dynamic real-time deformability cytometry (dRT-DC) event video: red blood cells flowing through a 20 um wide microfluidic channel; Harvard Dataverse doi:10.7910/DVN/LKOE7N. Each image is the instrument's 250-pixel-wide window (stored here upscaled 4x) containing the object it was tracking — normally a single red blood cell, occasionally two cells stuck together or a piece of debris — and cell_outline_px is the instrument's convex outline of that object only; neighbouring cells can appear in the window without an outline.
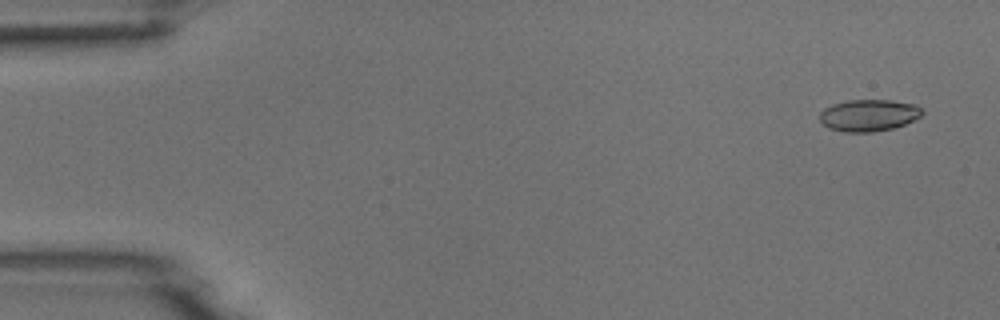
{"species": "common noctule bat (a hibernating species)", "species_latin": "Nyctalus noctula", "temperature_condition": "room temperature", "stored_images_in_passage": 8, "camera_frame_rate_fps": 3000, "um_per_image_px": 0.085, "animal": {"sex": "male", "body_mass_g": 18.8}, "frame": {"image": 1, "passage_image": 1, "time_ms": 0.0, "image_size_px": [1000, 320], "cell_outline_px": [[924, 112], [920, 116], [904, 124], [892, 128], [872, 132], [844, 132], [828, 128], [820, 120], [820, 112], [824, 108], [832, 104], [848, 100], [892, 100], [916, 104], [924, 108]], "centroid_in_image_um": [73.85, 9.79], "position_along_channel_um": 11.1, "area_um2": 19.07}}
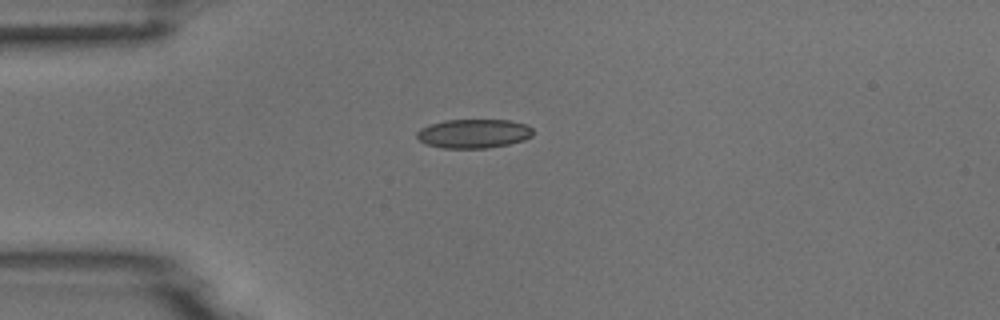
{"frame": {"image": 2, "passage_image": 4, "time_ms": 3.667, "image_size_px": [1000, 320], "cell_outline_px": [[532, 136], [524, 140], [508, 144], [488, 148], [440, 148], [424, 144], [416, 136], [416, 132], [420, 128], [428, 124], [444, 120], [508, 120], [528, 124], [532, 128]], "centroid_in_image_um": [40.23, 11.35], "position_along_channel_um": 44.8, "area_um2": 19.88}}
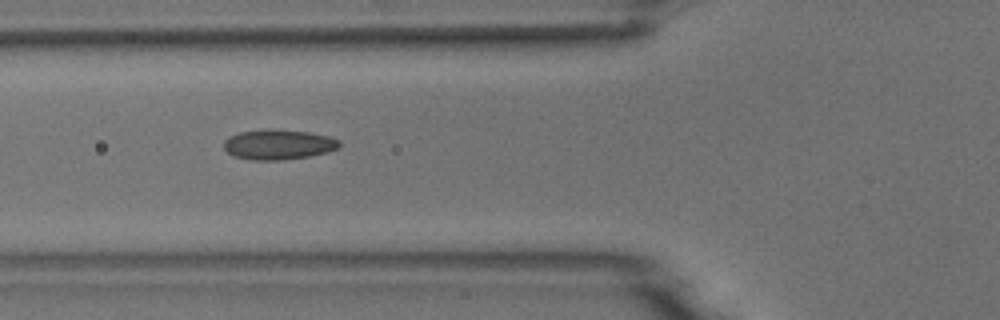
{"frame": {"image": 3, "passage_image": 6, "time_ms": 5.667, "image_size_px": [1000, 320], "cell_outline_px": [[340, 148], [328, 152], [308, 156], [284, 160], [252, 160], [232, 156], [224, 148], [224, 140], [228, 136], [240, 132], [272, 128], [308, 132], [328, 136], [340, 140]], "centroid_in_image_um": [23.66, 12.28], "position_along_channel_um": 102.1, "area_um2": 20.46}}